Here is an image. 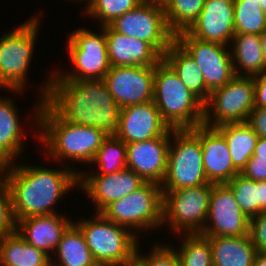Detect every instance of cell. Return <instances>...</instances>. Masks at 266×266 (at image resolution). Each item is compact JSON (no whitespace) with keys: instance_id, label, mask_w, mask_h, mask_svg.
<instances>
[{"instance_id":"43","label":"cell","mask_w":266,"mask_h":266,"mask_svg":"<svg viewBox=\"0 0 266 266\" xmlns=\"http://www.w3.org/2000/svg\"><path fill=\"white\" fill-rule=\"evenodd\" d=\"M253 155L266 159V137H258Z\"/></svg>"},{"instance_id":"7","label":"cell","mask_w":266,"mask_h":266,"mask_svg":"<svg viewBox=\"0 0 266 266\" xmlns=\"http://www.w3.org/2000/svg\"><path fill=\"white\" fill-rule=\"evenodd\" d=\"M95 33L90 28L78 27L67 39V52L74 70L68 73L64 70L51 72V80H101L110 70L111 64L107 51L105 26ZM76 71V72H75ZM66 72V73H65ZM54 73V74H53Z\"/></svg>"},{"instance_id":"12","label":"cell","mask_w":266,"mask_h":266,"mask_svg":"<svg viewBox=\"0 0 266 266\" xmlns=\"http://www.w3.org/2000/svg\"><path fill=\"white\" fill-rule=\"evenodd\" d=\"M109 26L120 34L150 43L162 56L175 41L165 19L164 6L140 3Z\"/></svg>"},{"instance_id":"42","label":"cell","mask_w":266,"mask_h":266,"mask_svg":"<svg viewBox=\"0 0 266 266\" xmlns=\"http://www.w3.org/2000/svg\"><path fill=\"white\" fill-rule=\"evenodd\" d=\"M266 212V181L259 182V214Z\"/></svg>"},{"instance_id":"49","label":"cell","mask_w":266,"mask_h":266,"mask_svg":"<svg viewBox=\"0 0 266 266\" xmlns=\"http://www.w3.org/2000/svg\"><path fill=\"white\" fill-rule=\"evenodd\" d=\"M70 1H74V3H76L75 1H77V2H83V4L85 5V3L88 1V0H70ZM85 2V3H84Z\"/></svg>"},{"instance_id":"23","label":"cell","mask_w":266,"mask_h":266,"mask_svg":"<svg viewBox=\"0 0 266 266\" xmlns=\"http://www.w3.org/2000/svg\"><path fill=\"white\" fill-rule=\"evenodd\" d=\"M4 97V98H3ZM0 95V167L14 163L22 158L24 152V129L14 97Z\"/></svg>"},{"instance_id":"24","label":"cell","mask_w":266,"mask_h":266,"mask_svg":"<svg viewBox=\"0 0 266 266\" xmlns=\"http://www.w3.org/2000/svg\"><path fill=\"white\" fill-rule=\"evenodd\" d=\"M230 45L235 76L266 74L260 35L235 33Z\"/></svg>"},{"instance_id":"25","label":"cell","mask_w":266,"mask_h":266,"mask_svg":"<svg viewBox=\"0 0 266 266\" xmlns=\"http://www.w3.org/2000/svg\"><path fill=\"white\" fill-rule=\"evenodd\" d=\"M163 59L177 73L186 88L205 104L211 91L206 87L204 77L196 61L176 41L166 50Z\"/></svg>"},{"instance_id":"10","label":"cell","mask_w":266,"mask_h":266,"mask_svg":"<svg viewBox=\"0 0 266 266\" xmlns=\"http://www.w3.org/2000/svg\"><path fill=\"white\" fill-rule=\"evenodd\" d=\"M213 183L163 192L162 228L177 234L200 233L206 223ZM167 223V224H166Z\"/></svg>"},{"instance_id":"33","label":"cell","mask_w":266,"mask_h":266,"mask_svg":"<svg viewBox=\"0 0 266 266\" xmlns=\"http://www.w3.org/2000/svg\"><path fill=\"white\" fill-rule=\"evenodd\" d=\"M235 33L260 35L266 30V15L257 0H234Z\"/></svg>"},{"instance_id":"9","label":"cell","mask_w":266,"mask_h":266,"mask_svg":"<svg viewBox=\"0 0 266 266\" xmlns=\"http://www.w3.org/2000/svg\"><path fill=\"white\" fill-rule=\"evenodd\" d=\"M210 183L205 175L200 140L189 130H174L168 150L162 190L191 188Z\"/></svg>"},{"instance_id":"3","label":"cell","mask_w":266,"mask_h":266,"mask_svg":"<svg viewBox=\"0 0 266 266\" xmlns=\"http://www.w3.org/2000/svg\"><path fill=\"white\" fill-rule=\"evenodd\" d=\"M34 105L31 121L35 122L37 130L39 129L36 137L43 146V154L45 153L47 160L66 165L79 175L82 170L74 168L69 162L90 165L108 135L97 127L64 121L42 99H38ZM67 160L70 161L66 163Z\"/></svg>"},{"instance_id":"4","label":"cell","mask_w":266,"mask_h":266,"mask_svg":"<svg viewBox=\"0 0 266 266\" xmlns=\"http://www.w3.org/2000/svg\"><path fill=\"white\" fill-rule=\"evenodd\" d=\"M153 102L172 129L203 125L204 104L186 88L163 58L155 65Z\"/></svg>"},{"instance_id":"15","label":"cell","mask_w":266,"mask_h":266,"mask_svg":"<svg viewBox=\"0 0 266 266\" xmlns=\"http://www.w3.org/2000/svg\"><path fill=\"white\" fill-rule=\"evenodd\" d=\"M155 66H111L104 77L121 108L153 101Z\"/></svg>"},{"instance_id":"28","label":"cell","mask_w":266,"mask_h":266,"mask_svg":"<svg viewBox=\"0 0 266 266\" xmlns=\"http://www.w3.org/2000/svg\"><path fill=\"white\" fill-rule=\"evenodd\" d=\"M0 266H51V258L15 231L0 238Z\"/></svg>"},{"instance_id":"44","label":"cell","mask_w":266,"mask_h":266,"mask_svg":"<svg viewBox=\"0 0 266 266\" xmlns=\"http://www.w3.org/2000/svg\"><path fill=\"white\" fill-rule=\"evenodd\" d=\"M253 266H266V252H257Z\"/></svg>"},{"instance_id":"47","label":"cell","mask_w":266,"mask_h":266,"mask_svg":"<svg viewBox=\"0 0 266 266\" xmlns=\"http://www.w3.org/2000/svg\"><path fill=\"white\" fill-rule=\"evenodd\" d=\"M125 266H143V265L137 259H135L134 261L126 264Z\"/></svg>"},{"instance_id":"6","label":"cell","mask_w":266,"mask_h":266,"mask_svg":"<svg viewBox=\"0 0 266 266\" xmlns=\"http://www.w3.org/2000/svg\"><path fill=\"white\" fill-rule=\"evenodd\" d=\"M94 213L90 219L82 217L74 223L82 231L97 264L125 266L134 261L140 238L127 227L109 221L102 213Z\"/></svg>"},{"instance_id":"14","label":"cell","mask_w":266,"mask_h":266,"mask_svg":"<svg viewBox=\"0 0 266 266\" xmlns=\"http://www.w3.org/2000/svg\"><path fill=\"white\" fill-rule=\"evenodd\" d=\"M199 234L205 237L249 235V219L240 209L231 189L225 183H213L207 220Z\"/></svg>"},{"instance_id":"37","label":"cell","mask_w":266,"mask_h":266,"mask_svg":"<svg viewBox=\"0 0 266 266\" xmlns=\"http://www.w3.org/2000/svg\"><path fill=\"white\" fill-rule=\"evenodd\" d=\"M16 223L9 189L2 167H0V235L14 233L16 231Z\"/></svg>"},{"instance_id":"30","label":"cell","mask_w":266,"mask_h":266,"mask_svg":"<svg viewBox=\"0 0 266 266\" xmlns=\"http://www.w3.org/2000/svg\"><path fill=\"white\" fill-rule=\"evenodd\" d=\"M96 170H86L79 175H105L119 172L127 168V147L126 143L115 135H108L102 142L91 163ZM97 165V167H96ZM98 170V171H97Z\"/></svg>"},{"instance_id":"13","label":"cell","mask_w":266,"mask_h":266,"mask_svg":"<svg viewBox=\"0 0 266 266\" xmlns=\"http://www.w3.org/2000/svg\"><path fill=\"white\" fill-rule=\"evenodd\" d=\"M175 41L196 61L210 91L224 86L235 77L227 45L197 39L187 31L176 34Z\"/></svg>"},{"instance_id":"35","label":"cell","mask_w":266,"mask_h":266,"mask_svg":"<svg viewBox=\"0 0 266 266\" xmlns=\"http://www.w3.org/2000/svg\"><path fill=\"white\" fill-rule=\"evenodd\" d=\"M225 184L231 189L240 209L248 219L259 214V182L239 173Z\"/></svg>"},{"instance_id":"39","label":"cell","mask_w":266,"mask_h":266,"mask_svg":"<svg viewBox=\"0 0 266 266\" xmlns=\"http://www.w3.org/2000/svg\"><path fill=\"white\" fill-rule=\"evenodd\" d=\"M240 174L256 182L266 181V159L252 155Z\"/></svg>"},{"instance_id":"40","label":"cell","mask_w":266,"mask_h":266,"mask_svg":"<svg viewBox=\"0 0 266 266\" xmlns=\"http://www.w3.org/2000/svg\"><path fill=\"white\" fill-rule=\"evenodd\" d=\"M246 123L258 137H266V107H254Z\"/></svg>"},{"instance_id":"36","label":"cell","mask_w":266,"mask_h":266,"mask_svg":"<svg viewBox=\"0 0 266 266\" xmlns=\"http://www.w3.org/2000/svg\"><path fill=\"white\" fill-rule=\"evenodd\" d=\"M152 247L151 251L148 250L149 253L145 254L140 251L141 248L138 243L136 259L143 266H181L178 253L173 244L155 242Z\"/></svg>"},{"instance_id":"21","label":"cell","mask_w":266,"mask_h":266,"mask_svg":"<svg viewBox=\"0 0 266 266\" xmlns=\"http://www.w3.org/2000/svg\"><path fill=\"white\" fill-rule=\"evenodd\" d=\"M61 212L48 215L30 216L16 223V232L29 244L46 253L50 258L62 238L63 233L73 223V219Z\"/></svg>"},{"instance_id":"16","label":"cell","mask_w":266,"mask_h":266,"mask_svg":"<svg viewBox=\"0 0 266 266\" xmlns=\"http://www.w3.org/2000/svg\"><path fill=\"white\" fill-rule=\"evenodd\" d=\"M145 181L128 168L105 175H78V187L92 200L96 213L140 188Z\"/></svg>"},{"instance_id":"46","label":"cell","mask_w":266,"mask_h":266,"mask_svg":"<svg viewBox=\"0 0 266 266\" xmlns=\"http://www.w3.org/2000/svg\"><path fill=\"white\" fill-rule=\"evenodd\" d=\"M142 3H152V4H159L161 6H164L168 0H140Z\"/></svg>"},{"instance_id":"41","label":"cell","mask_w":266,"mask_h":266,"mask_svg":"<svg viewBox=\"0 0 266 266\" xmlns=\"http://www.w3.org/2000/svg\"><path fill=\"white\" fill-rule=\"evenodd\" d=\"M255 107H266V74L254 75Z\"/></svg>"},{"instance_id":"31","label":"cell","mask_w":266,"mask_h":266,"mask_svg":"<svg viewBox=\"0 0 266 266\" xmlns=\"http://www.w3.org/2000/svg\"><path fill=\"white\" fill-rule=\"evenodd\" d=\"M204 2L205 0H168L164 11L170 31L174 35L187 31L197 20Z\"/></svg>"},{"instance_id":"34","label":"cell","mask_w":266,"mask_h":266,"mask_svg":"<svg viewBox=\"0 0 266 266\" xmlns=\"http://www.w3.org/2000/svg\"><path fill=\"white\" fill-rule=\"evenodd\" d=\"M140 3V0H88L84 12L86 11L87 17L98 20L99 26L104 27Z\"/></svg>"},{"instance_id":"48","label":"cell","mask_w":266,"mask_h":266,"mask_svg":"<svg viewBox=\"0 0 266 266\" xmlns=\"http://www.w3.org/2000/svg\"><path fill=\"white\" fill-rule=\"evenodd\" d=\"M257 1L260 2L261 8L263 9L264 14L266 15V0H257Z\"/></svg>"},{"instance_id":"5","label":"cell","mask_w":266,"mask_h":266,"mask_svg":"<svg viewBox=\"0 0 266 266\" xmlns=\"http://www.w3.org/2000/svg\"><path fill=\"white\" fill-rule=\"evenodd\" d=\"M32 16L0 36V91L24 95L29 68L40 35L41 16ZM40 17V18H39ZM39 33V34H38ZM35 46V47H34ZM27 76V77H26ZM13 92V93H12Z\"/></svg>"},{"instance_id":"1","label":"cell","mask_w":266,"mask_h":266,"mask_svg":"<svg viewBox=\"0 0 266 266\" xmlns=\"http://www.w3.org/2000/svg\"><path fill=\"white\" fill-rule=\"evenodd\" d=\"M36 101H45L64 121L97 127L107 135L118 130L121 107L101 80H51L42 82Z\"/></svg>"},{"instance_id":"32","label":"cell","mask_w":266,"mask_h":266,"mask_svg":"<svg viewBox=\"0 0 266 266\" xmlns=\"http://www.w3.org/2000/svg\"><path fill=\"white\" fill-rule=\"evenodd\" d=\"M180 237L176 248L181 266H213L209 239L199 233L177 234Z\"/></svg>"},{"instance_id":"11","label":"cell","mask_w":266,"mask_h":266,"mask_svg":"<svg viewBox=\"0 0 266 266\" xmlns=\"http://www.w3.org/2000/svg\"><path fill=\"white\" fill-rule=\"evenodd\" d=\"M255 107L253 76H235L210 92L204 104L203 125L217 128L226 123H244Z\"/></svg>"},{"instance_id":"45","label":"cell","mask_w":266,"mask_h":266,"mask_svg":"<svg viewBox=\"0 0 266 266\" xmlns=\"http://www.w3.org/2000/svg\"><path fill=\"white\" fill-rule=\"evenodd\" d=\"M260 42L263 51V55L266 61V30L260 34Z\"/></svg>"},{"instance_id":"8","label":"cell","mask_w":266,"mask_h":266,"mask_svg":"<svg viewBox=\"0 0 266 266\" xmlns=\"http://www.w3.org/2000/svg\"><path fill=\"white\" fill-rule=\"evenodd\" d=\"M109 221L125 226L136 236L163 223V192L161 185L145 182L129 195L112 202L101 212Z\"/></svg>"},{"instance_id":"29","label":"cell","mask_w":266,"mask_h":266,"mask_svg":"<svg viewBox=\"0 0 266 266\" xmlns=\"http://www.w3.org/2000/svg\"><path fill=\"white\" fill-rule=\"evenodd\" d=\"M226 139L234 167L241 172L253 155L257 134L246 123H226L216 128Z\"/></svg>"},{"instance_id":"27","label":"cell","mask_w":266,"mask_h":266,"mask_svg":"<svg viewBox=\"0 0 266 266\" xmlns=\"http://www.w3.org/2000/svg\"><path fill=\"white\" fill-rule=\"evenodd\" d=\"M52 257L51 266H99L74 222L63 233Z\"/></svg>"},{"instance_id":"38","label":"cell","mask_w":266,"mask_h":266,"mask_svg":"<svg viewBox=\"0 0 266 266\" xmlns=\"http://www.w3.org/2000/svg\"><path fill=\"white\" fill-rule=\"evenodd\" d=\"M249 236L257 252H266V212L249 219Z\"/></svg>"},{"instance_id":"26","label":"cell","mask_w":266,"mask_h":266,"mask_svg":"<svg viewBox=\"0 0 266 266\" xmlns=\"http://www.w3.org/2000/svg\"><path fill=\"white\" fill-rule=\"evenodd\" d=\"M207 238L212 249L213 266H253L257 251L249 235Z\"/></svg>"},{"instance_id":"20","label":"cell","mask_w":266,"mask_h":266,"mask_svg":"<svg viewBox=\"0 0 266 266\" xmlns=\"http://www.w3.org/2000/svg\"><path fill=\"white\" fill-rule=\"evenodd\" d=\"M234 0H205L187 32L197 39L230 46L235 35Z\"/></svg>"},{"instance_id":"17","label":"cell","mask_w":266,"mask_h":266,"mask_svg":"<svg viewBox=\"0 0 266 266\" xmlns=\"http://www.w3.org/2000/svg\"><path fill=\"white\" fill-rule=\"evenodd\" d=\"M174 130L171 128L161 137L126 144L127 168L145 182L161 185L166 174L171 133Z\"/></svg>"},{"instance_id":"19","label":"cell","mask_w":266,"mask_h":266,"mask_svg":"<svg viewBox=\"0 0 266 266\" xmlns=\"http://www.w3.org/2000/svg\"><path fill=\"white\" fill-rule=\"evenodd\" d=\"M189 130L200 140L203 166L209 182L227 183L240 173L233 165L225 137L216 128L199 125Z\"/></svg>"},{"instance_id":"18","label":"cell","mask_w":266,"mask_h":266,"mask_svg":"<svg viewBox=\"0 0 266 266\" xmlns=\"http://www.w3.org/2000/svg\"><path fill=\"white\" fill-rule=\"evenodd\" d=\"M170 129L155 103L149 101L121 109L115 136L128 144L161 137Z\"/></svg>"},{"instance_id":"22","label":"cell","mask_w":266,"mask_h":266,"mask_svg":"<svg viewBox=\"0 0 266 266\" xmlns=\"http://www.w3.org/2000/svg\"><path fill=\"white\" fill-rule=\"evenodd\" d=\"M111 66H155L163 56L148 42L128 37L105 26Z\"/></svg>"},{"instance_id":"2","label":"cell","mask_w":266,"mask_h":266,"mask_svg":"<svg viewBox=\"0 0 266 266\" xmlns=\"http://www.w3.org/2000/svg\"><path fill=\"white\" fill-rule=\"evenodd\" d=\"M17 162L2 166L16 222L59 213L55 206L78 187V174L66 165L60 169Z\"/></svg>"}]
</instances>
